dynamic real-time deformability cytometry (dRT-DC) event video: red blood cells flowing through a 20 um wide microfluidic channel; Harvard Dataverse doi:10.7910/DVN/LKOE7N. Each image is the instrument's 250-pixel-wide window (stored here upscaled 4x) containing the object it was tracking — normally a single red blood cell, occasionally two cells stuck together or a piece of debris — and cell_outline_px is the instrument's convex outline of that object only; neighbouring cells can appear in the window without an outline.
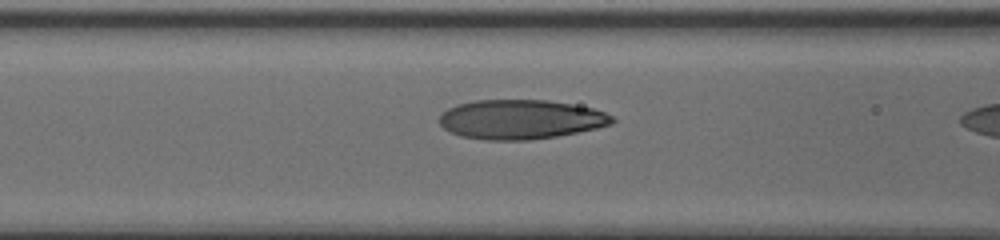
{"species": "human", "species_latin": "Homo sapiens", "temperature_condition": "cold", "stored_images_in_passage": 12, "camera_frame_rate_fps": 3000, "um_per_image_px": 0.085, "donor": {"sex": "male"}, "frame": {"image": 1, "passage_image": 10, "time_ms": 3.0, "image_size_px": [1000, 240], "cell_outline_px": [[616, 120], [612, 124], [596, 128], [556, 136], [528, 140], [484, 140], [460, 136], [444, 128], [440, 124], [440, 116], [448, 108], [456, 104], [476, 100], [548, 100], [572, 104], [592, 108], [604, 112], [612, 116]], "centroid_in_image_um": [44.25, 10.15], "position_along_channel_um": 122.4, "area_um2": 39.59}}